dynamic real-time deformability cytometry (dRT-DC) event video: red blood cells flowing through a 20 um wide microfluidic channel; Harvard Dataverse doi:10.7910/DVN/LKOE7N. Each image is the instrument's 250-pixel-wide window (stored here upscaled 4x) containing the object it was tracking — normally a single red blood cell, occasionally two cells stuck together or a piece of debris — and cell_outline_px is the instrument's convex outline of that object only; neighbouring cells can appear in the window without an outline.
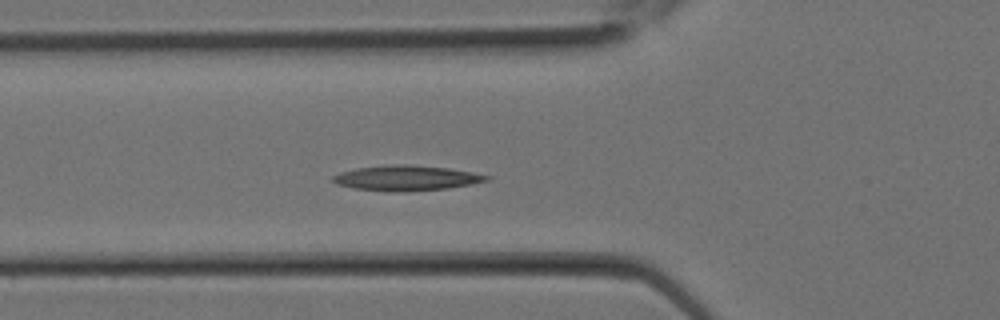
{"species": "Egyptian fruit bat (a non-hibernating species)", "species_latin": "Rousettus aegyptiacus", "temperature_condition": "room temperature", "stored_images_in_passage": 9, "camera_frame_rate_fps": 3000, "um_per_image_px": 0.085, "animal": {"sex": "female"}, "frame": {"image": 1, "passage_image": 7, "time_ms": 2.0, "image_size_px": [1000, 320], "cell_outline_px": [[492, 176], [488, 180], [448, 188], [404, 192], [388, 192], [352, 188], [336, 184], [332, 180], [332, 176], [340, 172], [356, 168], [392, 164], [408, 164], [448, 168], [472, 172]], "centroid_in_image_um": [34.49, 15.13], "position_along_channel_um": 91.3, "area_um2": 22.66}}
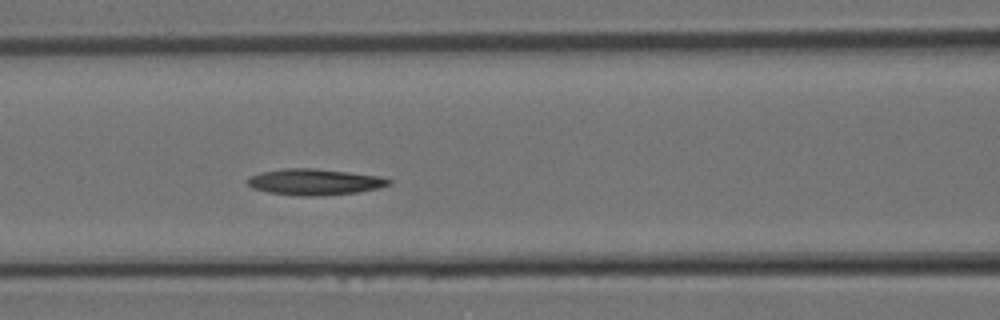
{"frame": {"image": 2, "passage_image": 9, "time_ms": 2.667, "image_size_px": [1000, 320], "cell_outline_px": [[392, 184], [376, 188], [356, 192], [320, 196], [300, 196], [268, 192], [252, 188], [248, 184], [248, 176], [260, 172], [284, 168], [316, 168], [380, 176], [392, 180]], "centroid_in_image_um": [26.72, 15.46], "position_along_channel_um": 139.9, "area_um2": 21.56}}